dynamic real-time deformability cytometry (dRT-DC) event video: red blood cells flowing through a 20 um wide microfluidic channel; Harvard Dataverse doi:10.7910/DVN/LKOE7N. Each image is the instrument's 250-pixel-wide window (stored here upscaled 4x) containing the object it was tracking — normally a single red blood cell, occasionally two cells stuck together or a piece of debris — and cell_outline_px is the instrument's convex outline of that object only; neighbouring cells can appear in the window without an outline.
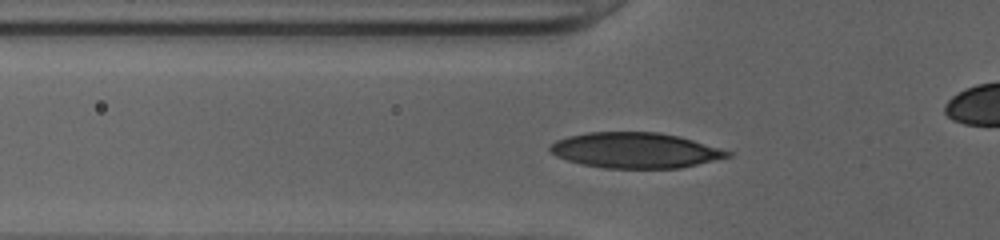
{"species": "human", "species_latin": "Homo sapiens", "temperature_condition": "cold", "stored_images_in_passage": 41, "camera_frame_rate_fps": 3000, "um_per_image_px": 0.085, "donor": {"sex": "female"}, "frame": {"image": 1, "passage_image": 14, "time_ms": 4.333, "image_size_px": [1000, 240], "cell_outline_px": [[732, 156], [680, 168], [604, 168], [580, 164], [556, 156], [548, 148], [548, 144], [556, 140], [568, 136], [588, 132], [660, 132], [680, 136], [720, 148], [732, 152]], "centroid_in_image_um": [53.97, 12.77], "position_along_channel_um": 71.8, "area_um2": 36.82}}
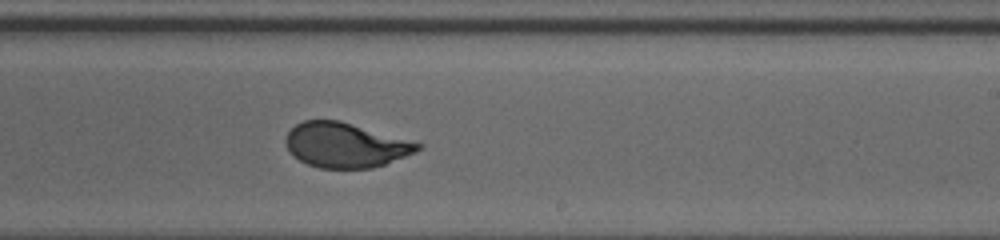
{"frame": {"image": 2, "passage_image": 28, "time_ms": 9.0, "image_size_px": [1000, 240], "cell_outline_px": [[424, 148], [416, 152], [384, 164], [372, 168], [320, 168], [308, 164], [300, 160], [288, 148], [284, 140], [288, 132], [296, 124], [304, 120], [340, 120], [424, 144]], "centroid_in_image_um": [29.4, 12.32], "position_along_channel_um": 259.6, "area_um2": 34.28}}
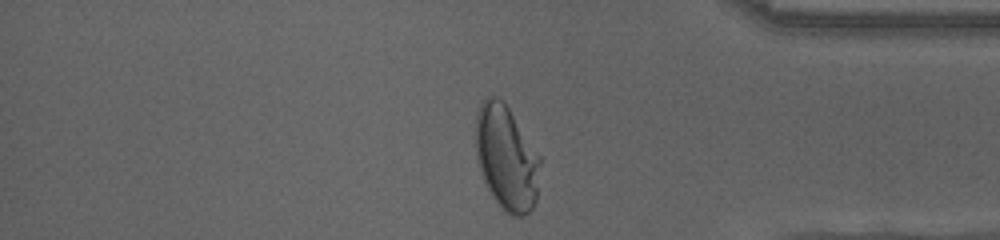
{"frame": {"image": 3, "passage_image": 39, "time_ms": 12.667, "image_size_px": [1000, 240], "cell_outline_px": [[540, 164], [536, 200], [532, 208], [524, 216], [512, 216], [504, 212], [492, 196], [480, 172], [476, 160], [476, 112], [480, 104], [488, 96], [496, 96], [504, 100], [540, 156]], "centroid_in_image_um": [43.03, 13.4], "position_along_channel_um": 392.2, "area_um2": 39.54}}